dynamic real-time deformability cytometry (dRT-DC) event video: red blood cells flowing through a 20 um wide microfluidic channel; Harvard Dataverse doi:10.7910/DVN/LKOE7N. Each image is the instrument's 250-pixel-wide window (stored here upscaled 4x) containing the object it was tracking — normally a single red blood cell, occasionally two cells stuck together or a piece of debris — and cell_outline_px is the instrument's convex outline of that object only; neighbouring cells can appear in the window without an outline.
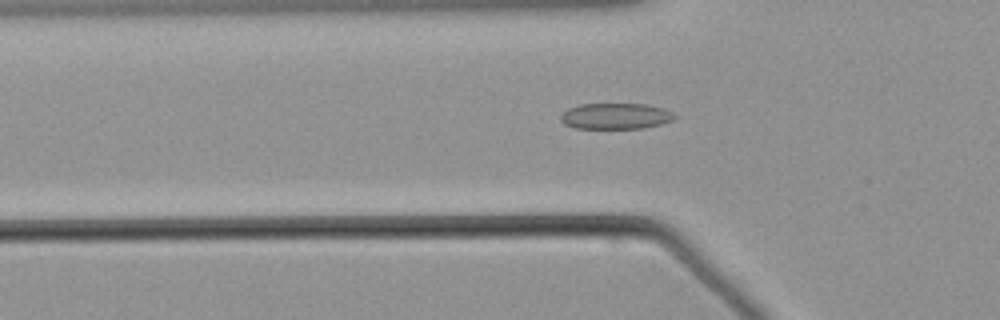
{"species": "common noctule bat (a hibernating species)", "species_latin": "Nyctalus noctula", "temperature_condition": "warm", "stored_images_in_passage": 49, "camera_frame_rate_fps": 3000, "um_per_image_px": 0.085, "animal": {"sex": "male", "body_mass_g": 21.5, "forearm_length_mm": 52.0}, "frame": {"image": 1, "passage_image": 19, "time_ms": 6.0, "image_size_px": [1000, 320], "cell_outline_px": [[676, 116], [672, 120], [660, 124], [644, 128], [576, 128], [564, 124], [560, 120], [560, 116], [568, 108], [580, 104], [648, 104], [664, 108], [672, 112]], "centroid_in_image_um": [52.33, 9.86], "position_along_channel_um": 73.5, "area_um2": 17.22}}
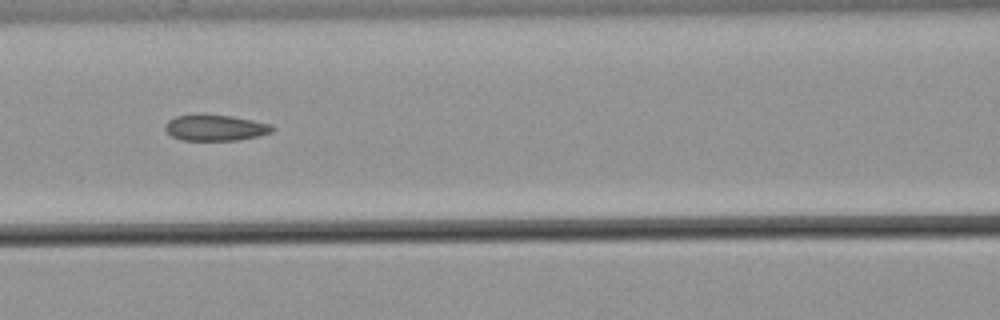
{"frame": {"image": 2, "passage_image": 25, "time_ms": 8.0, "image_size_px": [1000, 320], "cell_outline_px": [[276, 128], [272, 132], [260, 136], [240, 140], [180, 140], [172, 136], [164, 128], [164, 124], [168, 120], [176, 116], [200, 112], [204, 112], [232, 116], [272, 124]], "centroid_in_image_um": [18.3, 10.83], "position_along_channel_um": 148.3, "area_um2": 16.88}}
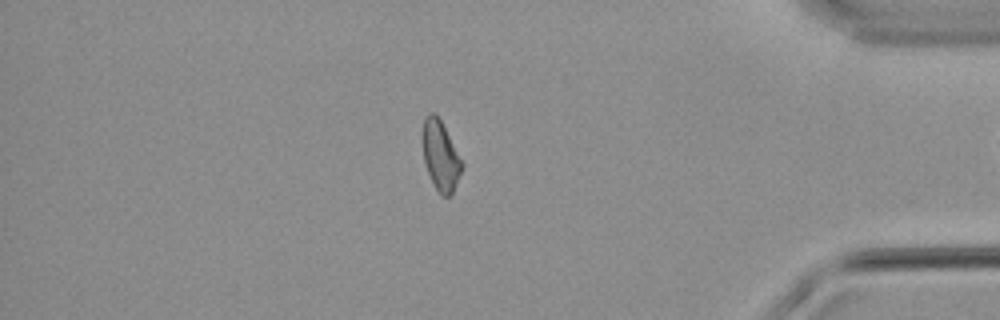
{"frame": {"image": 3, "passage_image": 48, "time_ms": 15.667, "image_size_px": [1000, 320], "cell_outline_px": [[464, 164], [452, 192], [448, 196], [440, 196], [428, 172], [424, 160], [420, 140], [420, 132], [424, 120], [428, 112], [432, 112], [440, 120]], "centroid_in_image_um": [37.39, 13.2], "position_along_channel_um": 397.8, "area_um2": 15.9}}